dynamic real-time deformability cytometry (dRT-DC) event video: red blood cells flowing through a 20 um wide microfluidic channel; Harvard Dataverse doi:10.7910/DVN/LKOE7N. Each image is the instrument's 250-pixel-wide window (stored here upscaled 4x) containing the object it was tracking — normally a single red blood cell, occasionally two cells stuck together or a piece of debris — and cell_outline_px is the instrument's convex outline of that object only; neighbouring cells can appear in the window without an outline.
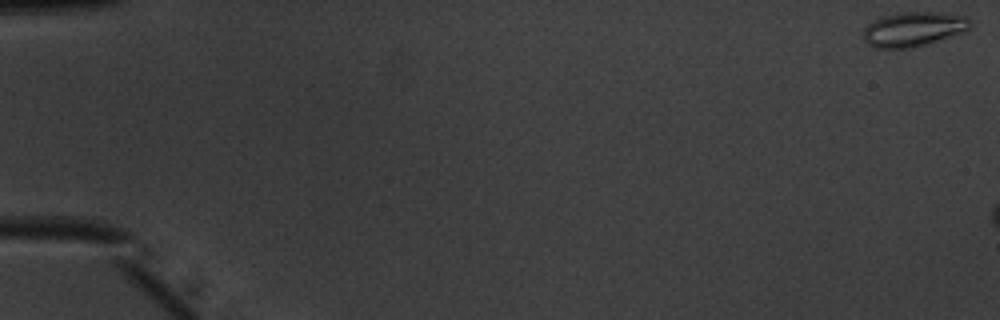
{"species": "common noctule bat (a hibernating species)", "species_latin": "Nyctalus noctula", "temperature_condition": "warm", "stored_images_in_passage": 9, "camera_frame_rate_fps": 3000, "um_per_image_px": 0.085, "animal": {"sex": "male", "body_mass_g": 20.1, "forearm_length_mm": 53.5}, "frame": {"image": 1, "passage_image": 1, "time_ms": 0.0, "image_size_px": [1000, 320], "cell_outline_px": [[972, 24], [968, 28], [960, 32], [928, 44], [912, 48], [872, 48], [864, 40], [864, 28], [868, 24], [880, 16], [904, 12], [928, 12], [964, 16], [972, 20]], "centroid_in_image_um": [77.59, 2.49], "position_along_channel_um": 7.4, "area_um2": 21.33}}